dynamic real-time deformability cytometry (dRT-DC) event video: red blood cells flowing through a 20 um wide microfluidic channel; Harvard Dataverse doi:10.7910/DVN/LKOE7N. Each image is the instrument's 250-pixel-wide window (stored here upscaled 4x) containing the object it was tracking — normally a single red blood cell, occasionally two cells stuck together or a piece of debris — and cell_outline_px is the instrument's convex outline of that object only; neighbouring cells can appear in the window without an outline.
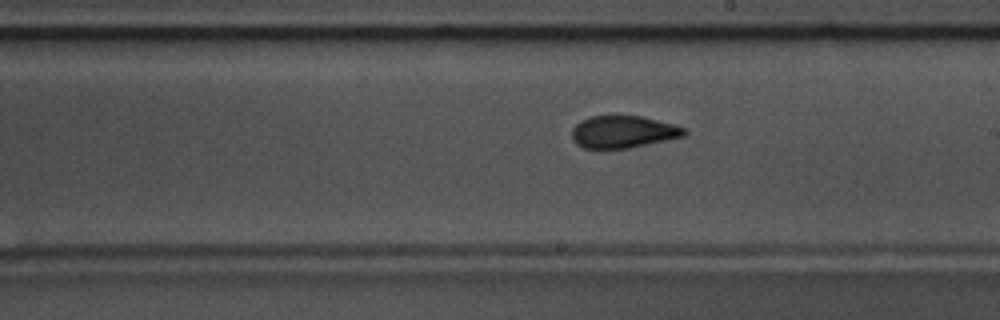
{"species": "common noctule bat (a hibernating species)", "species_latin": "Nyctalus noctula", "temperature_condition": "warm", "stored_images_in_passage": 57, "camera_frame_rate_fps": 3000, "um_per_image_px": 0.085, "animal": {"sex": "male", "body_mass_g": 17.5, "forearm_length_mm": 52.3}, "frame": {"image": 1, "passage_image": 33, "time_ms": 10.667, "image_size_px": [1000, 320], "cell_outline_px": [[688, 132], [684, 136], [628, 148], [584, 148], [576, 144], [572, 136], [572, 128], [580, 120], [592, 116], [640, 116], [672, 124], [684, 128]], "centroid_in_image_um": [52.94, 11.2], "position_along_channel_um": 236.1, "area_um2": 20.81}, "authors_computed_cell_mechanics": {"area_um2": 21.4438, "velocity_mm_per_s": 3.6472, "shape_relaxation_time_tau1_ms": 9.5311, "shape_relaxation_time_tau2_ms": 1.4641, "deformation_change_tau1": 0.2141, "deformation_change_tau2": 0.0678}}